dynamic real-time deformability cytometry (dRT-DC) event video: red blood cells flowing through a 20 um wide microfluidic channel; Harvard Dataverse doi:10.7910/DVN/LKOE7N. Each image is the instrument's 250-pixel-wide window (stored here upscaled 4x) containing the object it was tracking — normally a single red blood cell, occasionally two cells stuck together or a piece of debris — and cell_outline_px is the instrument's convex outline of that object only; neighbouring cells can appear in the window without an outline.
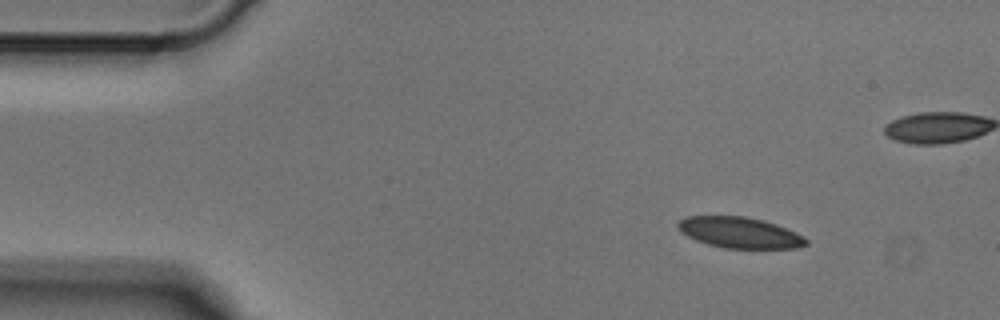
{"species": "Egyptian fruit bat (a non-hibernating species)", "species_latin": "Rousettus aegyptiacus", "temperature_condition": "cold", "stored_images_in_passage": 4, "camera_frame_rate_fps": 3000, "um_per_image_px": 0.085, "animal": {"sex": "male"}, "frame": {"image": 1, "passage_image": 1, "time_ms": 0.0, "image_size_px": [1000, 320], "cell_outline_px": [[808, 244], [796, 248], [724, 248], [708, 244], [696, 240], [680, 232], [676, 224], [680, 220], [688, 216], [744, 216], [764, 220], [776, 224], [796, 232], [804, 236], [808, 240]], "centroid_in_image_um": [62.88, 19.77], "position_along_channel_um": 22.1, "area_um2": 23.12}}